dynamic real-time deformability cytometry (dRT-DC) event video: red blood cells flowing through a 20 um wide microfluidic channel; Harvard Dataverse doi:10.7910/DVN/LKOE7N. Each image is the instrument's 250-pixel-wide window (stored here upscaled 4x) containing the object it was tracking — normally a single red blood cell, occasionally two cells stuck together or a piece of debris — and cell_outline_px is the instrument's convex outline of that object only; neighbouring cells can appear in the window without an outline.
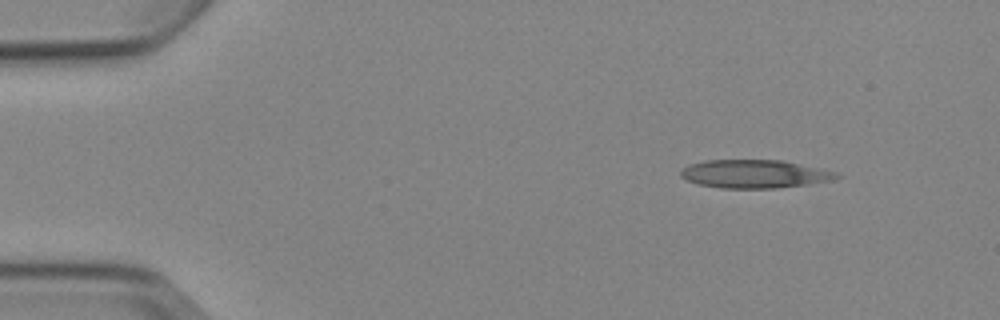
{"species": "Egyptian fruit bat (a non-hibernating species)", "species_latin": "Rousettus aegyptiacus", "temperature_condition": "cold", "stored_images_in_passage": 3, "camera_frame_rate_fps": 3000, "um_per_image_px": 0.085, "animal": {"sex": "female"}, "frame": {"image": 1, "passage_image": 1, "time_ms": 0.0, "image_size_px": [1000, 320], "cell_outline_px": [[844, 176], [832, 180], [808, 184], [776, 188], [720, 188], [696, 184], [680, 176], [680, 168], [688, 164], [704, 160], [784, 160], [840, 172]], "centroid_in_image_um": [64.16, 14.78], "position_along_channel_um": 20.8, "area_um2": 26.13}}